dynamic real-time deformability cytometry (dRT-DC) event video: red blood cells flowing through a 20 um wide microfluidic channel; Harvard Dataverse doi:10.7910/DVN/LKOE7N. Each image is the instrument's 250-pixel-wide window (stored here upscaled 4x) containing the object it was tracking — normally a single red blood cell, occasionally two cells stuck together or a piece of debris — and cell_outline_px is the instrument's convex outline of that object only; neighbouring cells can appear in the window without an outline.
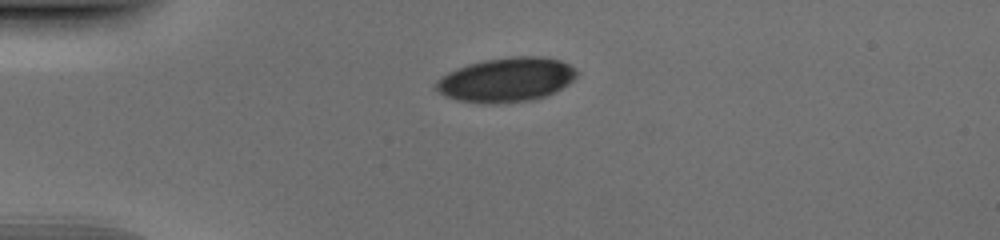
{"species": "human", "species_latin": "Homo sapiens", "temperature_condition": "cold", "stored_images_in_passage": 39, "camera_frame_rate_fps": 3000, "um_per_image_px": 0.085, "donor": {"sex": "male"}, "frame": {"image": 1, "passage_image": 1, "time_ms": 0.0, "image_size_px": [1000, 240], "cell_outline_px": [[576, 76], [568, 84], [544, 96], [532, 100], [496, 104], [484, 104], [456, 100], [444, 96], [436, 92], [432, 88], [436, 80], [448, 72], [456, 68], [468, 64], [484, 60], [512, 56], [540, 56], [560, 60], [576, 68]], "centroid_in_image_um": [42.96, 6.78], "position_along_channel_um": 42.0, "area_um2": 36.65}}
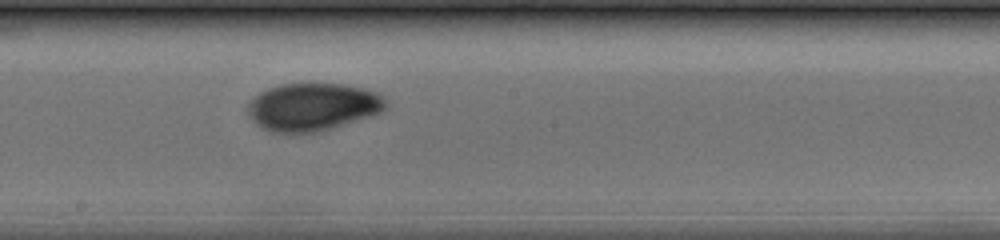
{"frame": {"image": 2, "passage_image": 17, "time_ms": 5.333, "image_size_px": [1000, 240], "cell_outline_px": [[388, 108], [380, 112], [320, 132], [272, 132], [260, 128], [248, 116], [244, 108], [252, 96], [268, 88], [280, 84], [348, 84], [380, 92], [388, 100]], "centroid_in_image_um": [26.56, 9.07], "position_along_channel_um": 221.6, "area_um2": 38.96}}
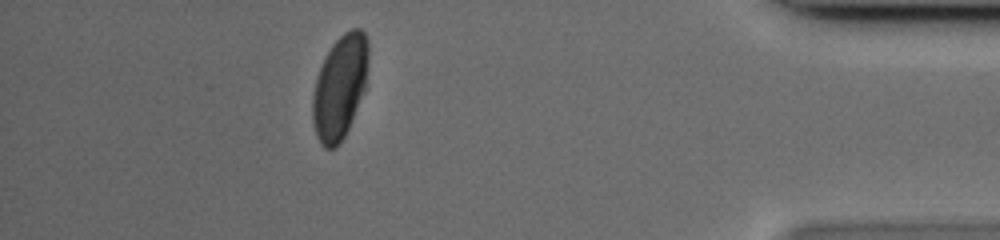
{"frame": {"image": 3, "passage_image": 34, "time_ms": 11.0, "image_size_px": [1000, 240], "cell_outline_px": [[368, 56], [364, 92], [348, 128], [340, 144], [336, 148], [324, 148], [316, 136], [312, 120], [312, 96], [316, 76], [332, 44], [344, 32], [352, 28], [360, 28], [364, 32], [368, 40]], "centroid_in_image_um": [28.87, 7.4], "position_along_channel_um": 406.3, "area_um2": 33.7}}